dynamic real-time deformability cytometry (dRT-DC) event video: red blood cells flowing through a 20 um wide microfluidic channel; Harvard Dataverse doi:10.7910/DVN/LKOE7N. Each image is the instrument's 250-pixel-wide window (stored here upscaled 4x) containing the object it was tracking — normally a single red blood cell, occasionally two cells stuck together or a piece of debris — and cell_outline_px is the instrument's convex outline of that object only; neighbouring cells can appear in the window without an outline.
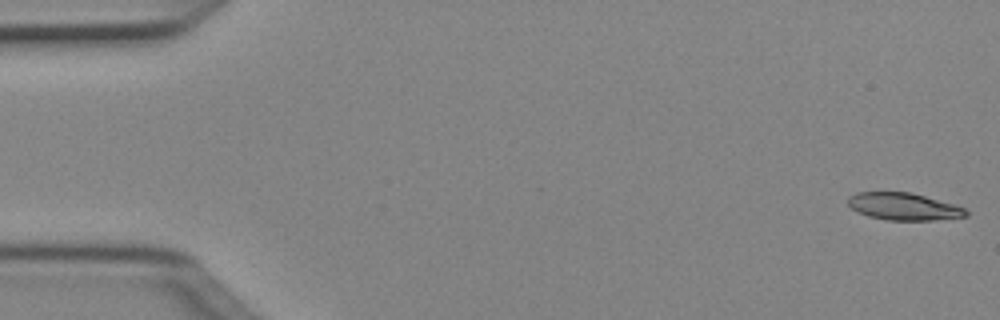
{"species": "Egyptian fruit bat (a non-hibernating species)", "species_latin": "Rousettus aegyptiacus", "temperature_condition": "cold", "stored_images_in_passage": 4, "camera_frame_rate_fps": 3000, "um_per_image_px": 0.085, "animal": {"sex": "female"}, "frame": {"image": 1, "passage_image": 1, "time_ms": 0.0, "image_size_px": [1000, 320], "cell_outline_px": [[968, 216], [932, 220], [888, 220], [868, 216], [852, 208], [848, 204], [848, 196], [856, 192], [912, 192], [952, 204], [964, 208], [968, 212]], "centroid_in_image_um": [76.8, 17.55], "position_along_channel_um": 8.2, "area_um2": 18.55}}
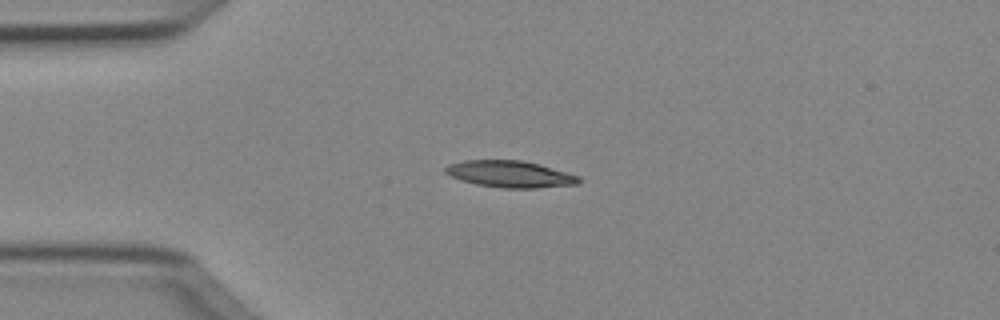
{"frame": {"image": 2, "passage_image": 4, "time_ms": 1.0, "image_size_px": [1000, 320], "cell_outline_px": [[580, 184], [536, 188], [500, 188], [476, 184], [460, 180], [444, 172], [444, 168], [448, 164], [464, 160], [520, 160], [540, 164], [568, 172], [580, 176]], "centroid_in_image_um": [43.37, 14.8], "position_along_channel_um": 41.6, "area_um2": 20.92}}